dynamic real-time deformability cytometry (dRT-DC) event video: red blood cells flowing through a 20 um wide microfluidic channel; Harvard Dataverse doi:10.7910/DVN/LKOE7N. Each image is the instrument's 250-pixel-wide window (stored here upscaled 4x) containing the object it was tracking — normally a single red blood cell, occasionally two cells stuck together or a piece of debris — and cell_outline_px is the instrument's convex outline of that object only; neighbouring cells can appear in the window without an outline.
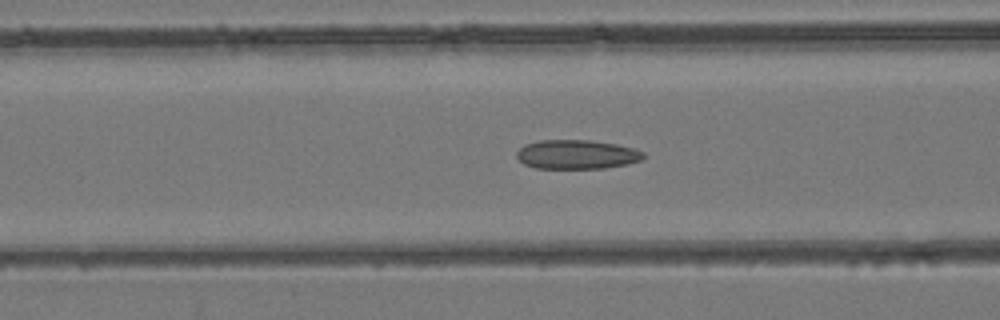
{"species": "common noctule bat (a hibernating species)", "species_latin": "Nyctalus noctula", "temperature_condition": "room temperature", "stored_images_in_passage": 39, "camera_frame_rate_fps": 3000, "um_per_image_px": 0.085, "animal": {"sex": "female", "body_mass_g": 24.6, "forearm_length_mm": 56.2}, "frame": {"image": 1, "passage_image": 19, "time_ms": 6.0, "image_size_px": [1000, 320], "cell_outline_px": [[644, 156], [640, 160], [628, 164], [604, 168], [536, 168], [524, 164], [516, 156], [516, 152], [524, 144], [540, 140], [588, 140], [616, 144], [632, 148], [644, 152]], "centroid_in_image_um": [49.0, 13.12], "position_along_channel_um": 117.6, "area_um2": 21.44}}
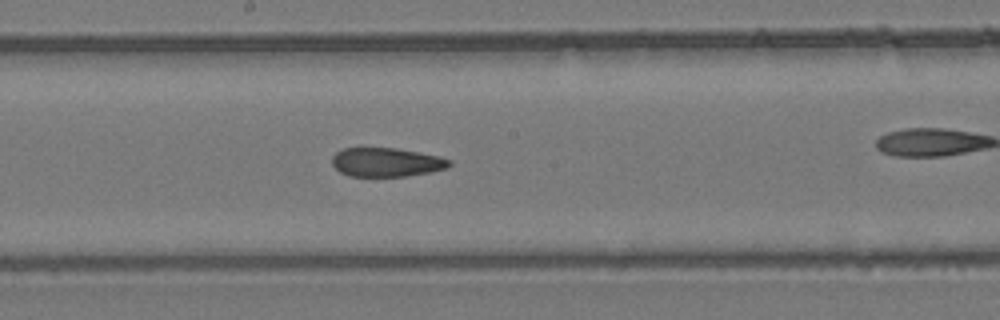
{"frame": {"image": 2, "passage_image": 26, "time_ms": 8.333, "image_size_px": [1000, 320], "cell_outline_px": [[452, 164], [448, 168], [408, 176], [348, 176], [340, 172], [332, 164], [332, 156], [336, 152], [344, 148], [396, 148], [440, 156], [452, 160]], "centroid_in_image_um": [32.86, 13.79], "position_along_channel_um": 215.3, "area_um2": 19.83}}
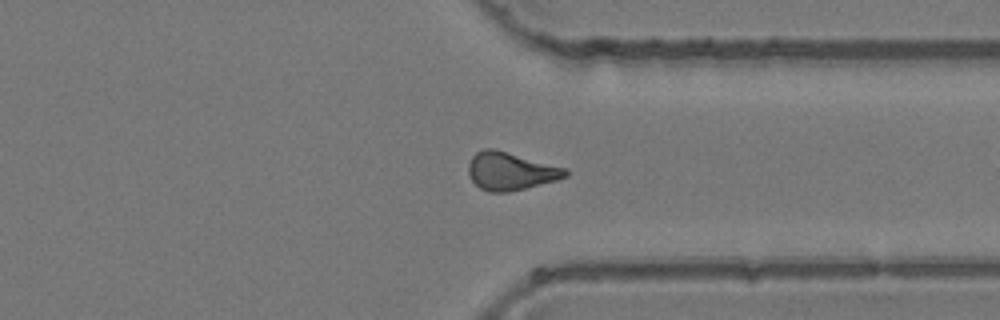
{"frame": {"image": 3, "passage_image": 37, "time_ms": 12.0, "image_size_px": [1000, 320], "cell_outline_px": [[568, 176], [556, 180], [508, 192], [488, 192], [480, 188], [472, 180], [468, 172], [468, 164], [472, 156], [476, 152], [484, 148], [496, 148], [568, 168]], "centroid_in_image_um": [43.4, 14.52], "position_along_channel_um": 368.0, "area_um2": 21.62}}